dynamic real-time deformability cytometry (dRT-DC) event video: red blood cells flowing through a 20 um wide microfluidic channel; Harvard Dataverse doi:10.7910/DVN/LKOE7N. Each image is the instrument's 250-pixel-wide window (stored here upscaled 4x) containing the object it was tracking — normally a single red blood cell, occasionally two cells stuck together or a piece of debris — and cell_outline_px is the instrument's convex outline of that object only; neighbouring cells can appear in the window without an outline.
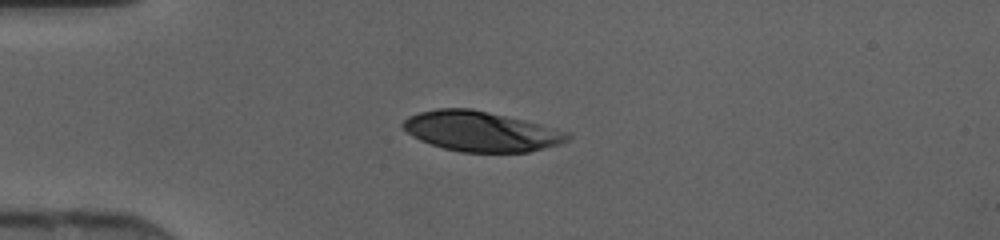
{"species": "human", "species_latin": "Homo sapiens", "temperature_condition": "cold", "stored_images_in_passage": 35, "camera_frame_rate_fps": 3000, "um_per_image_px": 0.085, "donor": {"sex": "female"}, "frame": {"image": 1, "passage_image": 1, "time_ms": 0.0, "image_size_px": [1000, 240], "cell_outline_px": [[572, 136], [568, 140], [560, 144], [528, 152], [460, 152], [444, 148], [420, 140], [412, 136], [400, 124], [408, 116], [420, 112], [436, 108], [472, 108], [524, 120], [572, 132]], "centroid_in_image_um": [40.91, 11.16], "position_along_channel_um": 44.1, "area_um2": 38.49}}
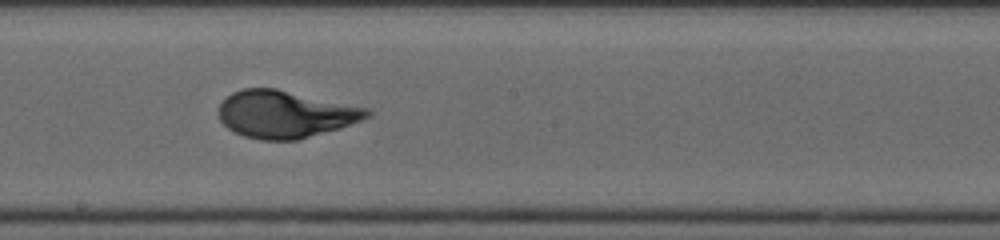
{"frame": {"image": 2, "passage_image": 15, "time_ms": 4.667, "image_size_px": [1000, 240], "cell_outline_px": [[372, 116], [340, 128], [296, 140], [260, 140], [244, 136], [228, 128], [220, 120], [220, 104], [232, 92], [244, 88], [276, 88], [368, 108], [372, 112]], "centroid_in_image_um": [24.26, 9.7], "position_along_channel_um": 223.9, "area_um2": 40.63}}
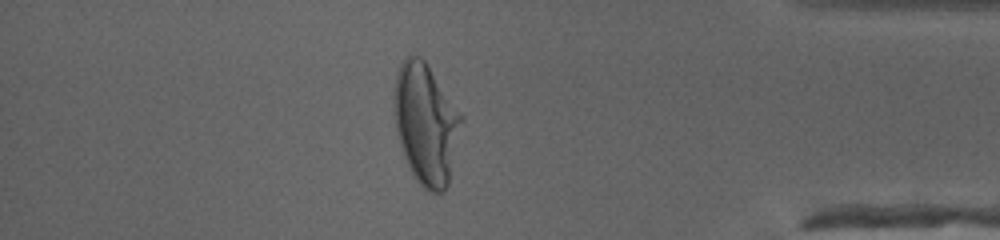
{"frame": {"image": 3, "passage_image": 29, "time_ms": 9.333, "image_size_px": [1000, 240], "cell_outline_px": [[464, 120], [448, 184], [444, 192], [432, 192], [424, 188], [416, 180], [400, 148], [396, 132], [392, 108], [392, 92], [396, 72], [400, 64], [408, 56], [420, 56], [424, 60], [464, 116]], "centroid_in_image_um": [36.18, 10.5], "position_along_channel_um": 399.0, "area_um2": 47.97}}